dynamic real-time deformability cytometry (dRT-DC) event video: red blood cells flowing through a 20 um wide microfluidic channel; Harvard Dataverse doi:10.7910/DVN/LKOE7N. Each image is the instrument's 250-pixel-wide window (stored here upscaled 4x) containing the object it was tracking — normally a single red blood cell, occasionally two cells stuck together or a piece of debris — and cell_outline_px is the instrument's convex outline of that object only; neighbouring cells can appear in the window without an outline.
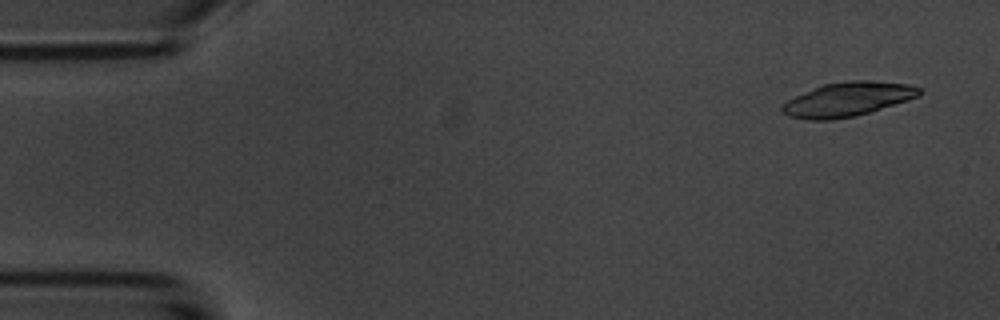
{"species": "common noctule bat (a hibernating species)", "species_latin": "Nyctalus noctula", "temperature_condition": "room temperature", "stored_images_in_passage": 5, "camera_frame_rate_fps": 3000, "um_per_image_px": 0.085, "animal": {"sex": "male", "body_mass_g": 20.1, "forearm_length_mm": 53.5}, "frame": {"image": 1, "passage_image": 1, "time_ms": 0.0, "image_size_px": [1000, 320], "cell_outline_px": [[924, 92], [920, 96], [908, 100], [856, 116], [832, 120], [808, 120], [788, 116], [780, 112], [780, 104], [796, 96], [824, 84], [852, 80], [864, 80], [908, 84], [920, 88]], "centroid_in_image_um": [72.04, 8.45], "position_along_channel_um": 13.0, "area_um2": 27.28}}
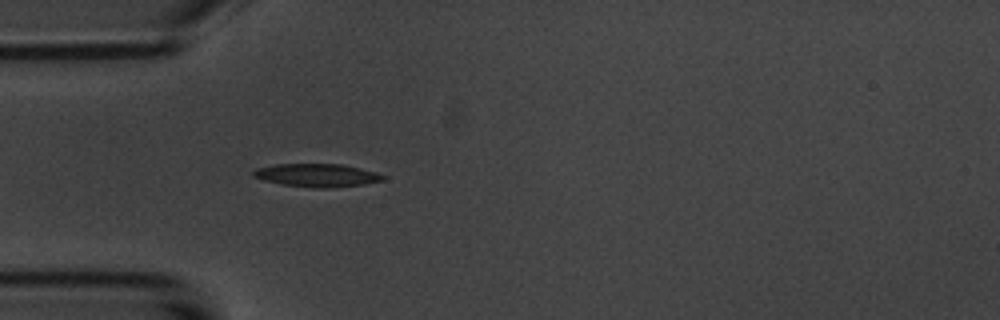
{"frame": {"image": 2, "passage_image": 5, "time_ms": 7.0, "image_size_px": [1000, 320], "cell_outline_px": [[388, 176], [384, 180], [364, 184], [328, 188], [316, 188], [280, 184], [264, 180], [252, 176], [252, 172], [256, 168], [276, 164], [344, 164], [376, 172]], "centroid_in_image_um": [26.96, 14.89], "position_along_channel_um": 58.0, "area_um2": 17.57}}